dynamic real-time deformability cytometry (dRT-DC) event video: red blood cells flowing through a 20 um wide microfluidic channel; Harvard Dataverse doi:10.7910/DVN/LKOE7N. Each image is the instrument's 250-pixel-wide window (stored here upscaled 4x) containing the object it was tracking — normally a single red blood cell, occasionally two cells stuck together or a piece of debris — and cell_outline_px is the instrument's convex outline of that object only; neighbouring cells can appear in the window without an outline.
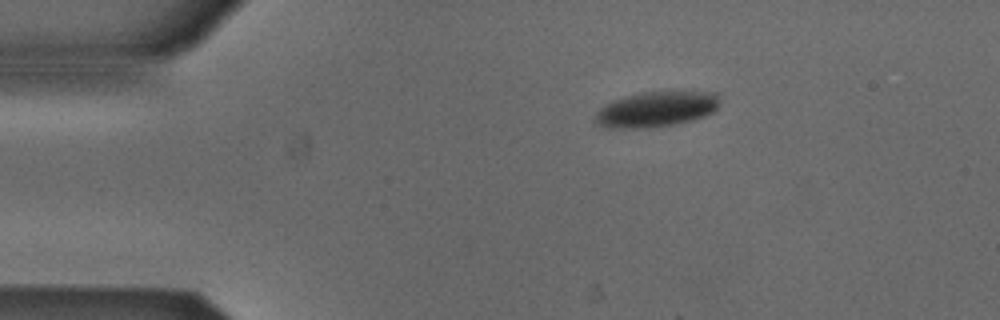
{"species": "Egyptian fruit bat (a non-hibernating species)", "species_latin": "Rousettus aegyptiacus", "temperature_condition": "cold", "stored_images_in_passage": 45, "camera_frame_rate_fps": 3000, "um_per_image_px": 0.085, "animal": {"sex": "male"}, "frame": {"image": 1, "passage_image": 1, "time_ms": 0.0, "image_size_px": [1000, 320], "cell_outline_px": [[720, 104], [712, 112], [704, 116], [692, 120], [676, 124], [644, 128], [608, 128], [600, 124], [596, 120], [596, 112], [604, 104], [612, 100], [624, 96], [640, 92], [672, 88], [716, 92]], "centroid_in_image_um": [55.84, 9.21], "position_along_channel_um": 29.2, "area_um2": 26.65}}
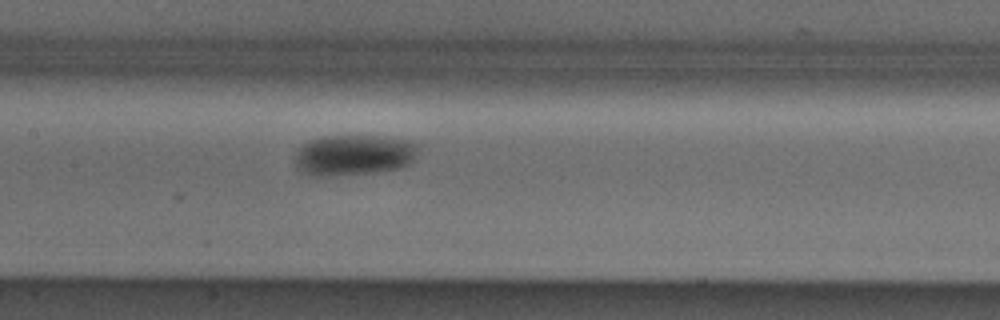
{"frame": {"image": 2, "passage_image": 17, "time_ms": 5.333, "image_size_px": [1000, 320], "cell_outline_px": [[416, 152], [412, 160], [408, 164], [400, 168], [376, 172], [328, 176], [312, 176], [300, 172], [296, 168], [296, 152], [304, 144], [312, 140], [328, 136], [380, 136], [408, 140], [416, 144]], "centroid_in_image_um": [30.04, 13.19], "position_along_channel_um": 177.4, "area_um2": 29.02}}
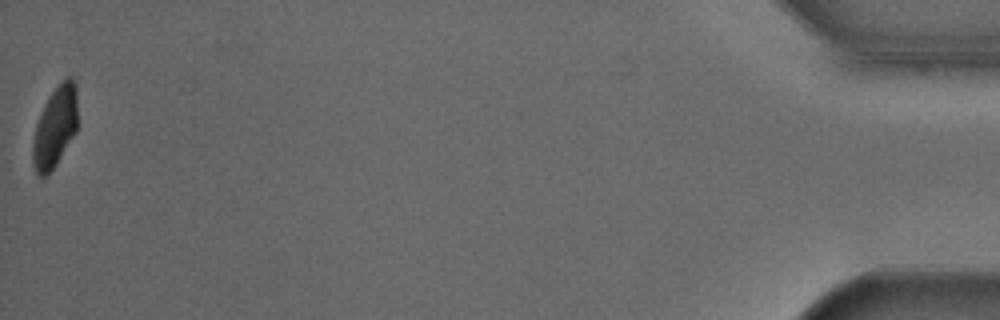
{"frame": {"image": 3, "passage_image": 45, "time_ms": 14.667, "image_size_px": [1000, 320], "cell_outline_px": [[76, 132], [56, 164], [44, 176], [40, 176], [36, 172], [32, 160], [32, 140], [36, 124], [44, 104], [48, 96], [68, 76], [72, 76], [76, 84]], "centroid_in_image_um": [4.66, 10.78], "position_along_channel_um": 430.5, "area_um2": 20.81}, "authors_computed_cell_mechanics": {"area_um2": 26.9926, "velocity_mm_per_s": 3.8112, "shape_relaxation_time_tau1_ms": 3.1839, "shape_relaxation_time_tau2_ms": null, "deformation_change_tau1": 0.1076, "deformation_change_tau2": null}}